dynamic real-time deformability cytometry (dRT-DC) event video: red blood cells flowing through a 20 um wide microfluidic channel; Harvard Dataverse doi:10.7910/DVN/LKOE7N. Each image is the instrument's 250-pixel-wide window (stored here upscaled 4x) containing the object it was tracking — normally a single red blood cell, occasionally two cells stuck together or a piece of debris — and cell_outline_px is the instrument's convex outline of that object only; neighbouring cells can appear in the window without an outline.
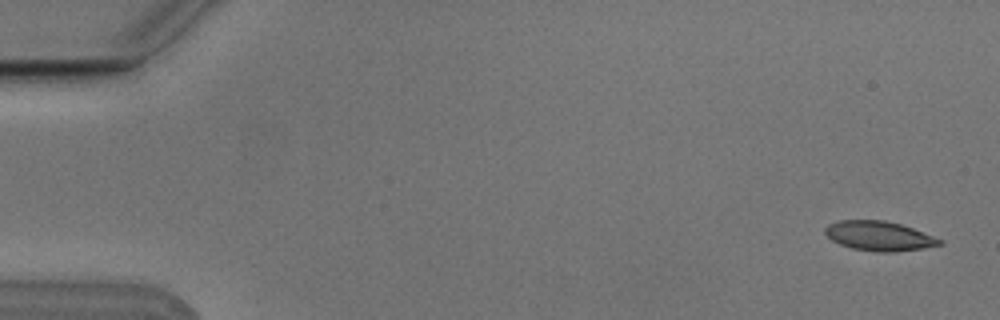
{"species": "Egyptian fruit bat (a non-hibernating species)", "species_latin": "Rousettus aegyptiacus", "temperature_condition": "cold", "stored_images_in_passage": 5, "camera_frame_rate_fps": 3000, "um_per_image_px": 0.085, "animal": {"sex": "male"}, "frame": {"image": 1, "passage_image": 1, "time_ms": 0.0, "image_size_px": [1000, 320], "cell_outline_px": [[944, 244], [896, 252], [876, 252], [852, 248], [840, 244], [832, 240], [824, 232], [824, 228], [828, 224], [840, 220], [884, 220], [900, 224], [912, 228], [944, 240]], "centroid_in_image_um": [74.72, 20.05], "position_along_channel_um": 10.3, "area_um2": 19.65}}
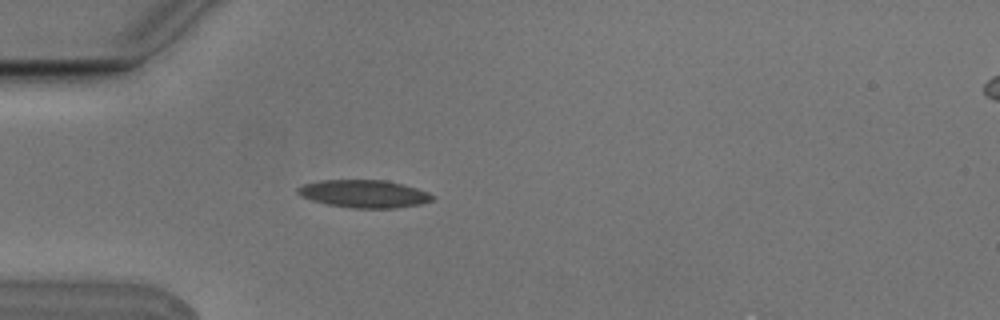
{"frame": {"image": 2, "passage_image": 5, "time_ms": 1.333, "image_size_px": [1000, 320], "cell_outline_px": [[436, 196], [432, 200], [420, 204], [396, 208], [352, 208], [328, 204], [312, 200], [300, 196], [296, 192], [296, 188], [300, 184], [320, 180], [384, 180], [416, 188], [428, 192]], "centroid_in_image_um": [30.9, 16.47], "position_along_channel_um": 54.1, "area_um2": 21.79}}